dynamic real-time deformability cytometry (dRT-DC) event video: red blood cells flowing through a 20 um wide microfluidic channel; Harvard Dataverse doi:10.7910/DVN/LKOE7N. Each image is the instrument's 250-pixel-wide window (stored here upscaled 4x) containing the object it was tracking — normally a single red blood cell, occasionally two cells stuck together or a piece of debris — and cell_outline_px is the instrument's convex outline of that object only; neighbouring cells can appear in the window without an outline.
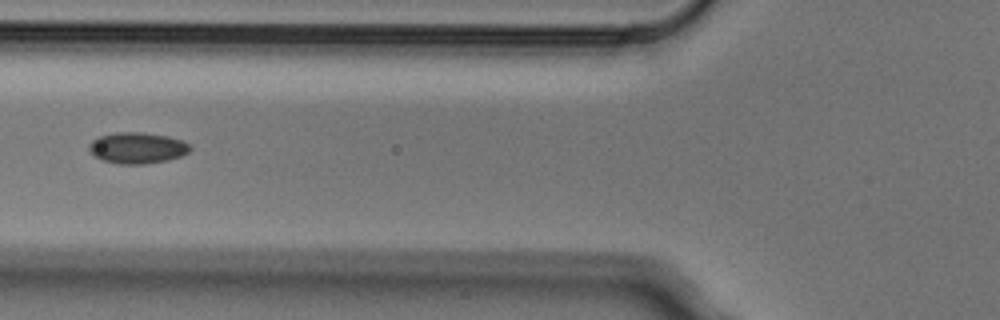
{"species": "Egyptian fruit bat (a non-hibernating species)", "species_latin": "Rousettus aegyptiacus", "temperature_condition": "cold", "stored_images_in_passage": 5, "camera_frame_rate_fps": 3000, "um_per_image_px": 0.085, "animal": {"sex": "male"}, "frame": {"image": 1, "passage_image": 5, "time_ms": 1.333, "image_size_px": [1000, 320], "cell_outline_px": [[192, 148], [188, 152], [180, 156], [168, 160], [144, 164], [120, 164], [104, 160], [96, 156], [88, 148], [88, 144], [92, 140], [100, 136], [116, 132], [144, 132], [168, 136], [184, 140]], "centroid_in_image_um": [11.69, 12.56], "position_along_channel_um": 114.1, "area_um2": 18.32}}